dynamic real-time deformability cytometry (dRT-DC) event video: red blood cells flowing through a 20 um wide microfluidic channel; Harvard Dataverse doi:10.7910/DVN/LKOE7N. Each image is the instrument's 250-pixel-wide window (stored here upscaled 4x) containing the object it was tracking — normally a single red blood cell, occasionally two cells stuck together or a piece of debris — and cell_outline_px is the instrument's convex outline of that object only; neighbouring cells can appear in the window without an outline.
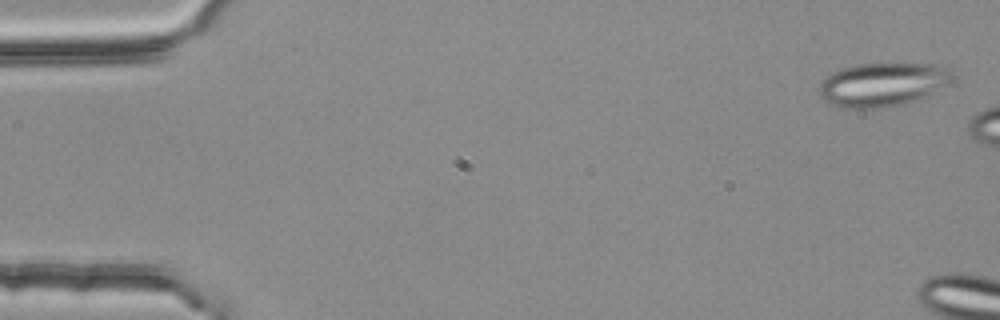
{"species": "common noctule bat (a hibernating species)", "species_latin": "Nyctalus noctula", "temperature_condition": "room temperature", "stored_images_in_passage": 6, "camera_frame_rate_fps": 3000, "um_per_image_px": 0.085, "animal": {"sex": "female", "body_mass_g": 25.1}, "frame": {"image": 1, "passage_image": 1, "time_ms": 0.0, "image_size_px": [1000, 320], "cell_outline_px": [[952, 84], [928, 96], [908, 104], [884, 108], [840, 108], [828, 104], [820, 96], [820, 84], [832, 72], [840, 68], [856, 64], [936, 64], [952, 68]], "centroid_in_image_um": [75.09, 7.2], "position_along_channel_um": 9.9, "area_um2": 34.68}}